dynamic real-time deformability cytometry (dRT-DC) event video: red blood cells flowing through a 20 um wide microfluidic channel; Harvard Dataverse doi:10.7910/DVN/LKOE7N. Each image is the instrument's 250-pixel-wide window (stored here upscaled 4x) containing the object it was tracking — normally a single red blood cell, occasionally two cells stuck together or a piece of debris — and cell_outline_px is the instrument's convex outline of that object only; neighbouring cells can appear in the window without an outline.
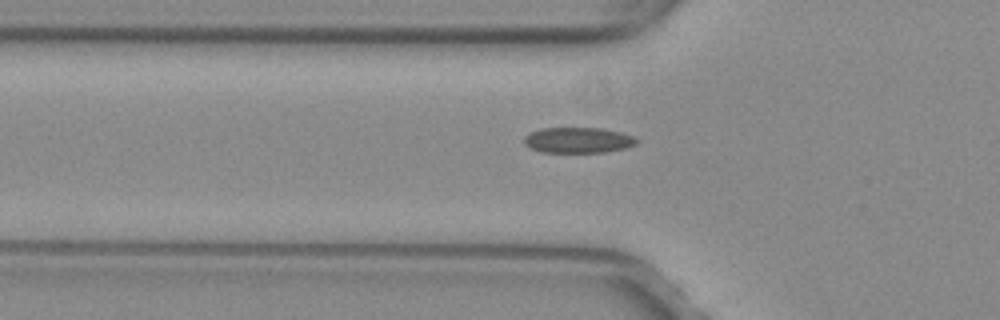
{"species": "common noctule bat (a hibernating species)", "species_latin": "Nyctalus noctula", "temperature_condition": "warm", "stored_images_in_passage": 34, "camera_frame_rate_fps": 3000, "um_per_image_px": 0.085, "animal": {"sex": "female", "body_mass_g": 29.2, "forearm_length_mm": 56.3}, "frame": {"image": 1, "passage_image": 4, "time_ms": 1.0, "image_size_px": [1000, 320], "cell_outline_px": [[640, 140], [636, 144], [624, 148], [604, 152], [540, 152], [524, 144], [524, 136], [528, 132], [540, 128], [600, 128], [620, 132], [632, 136]], "centroid_in_image_um": [49.1, 11.91], "position_along_channel_um": 76.7, "area_um2": 16.82}}
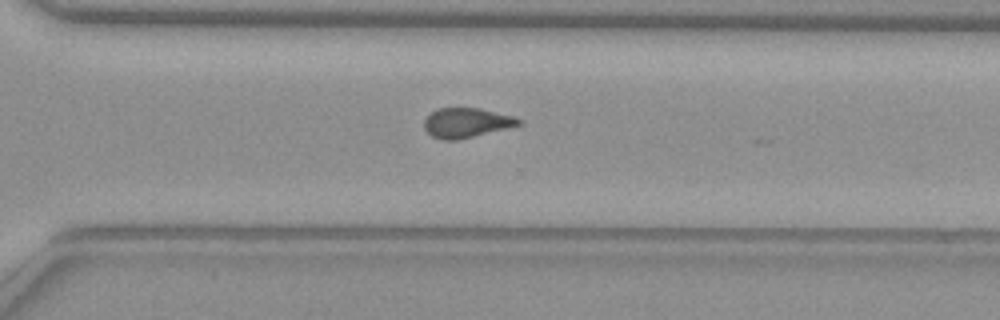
{"frame": {"image": 2, "passage_image": 23, "time_ms": 7.333, "image_size_px": [1000, 320], "cell_outline_px": [[520, 124], [456, 140], [440, 140], [432, 136], [424, 128], [424, 120], [436, 108], [480, 108], [512, 116], [520, 120]], "centroid_in_image_um": [39.57, 10.42], "position_along_channel_um": 331.0, "area_um2": 15.9}}
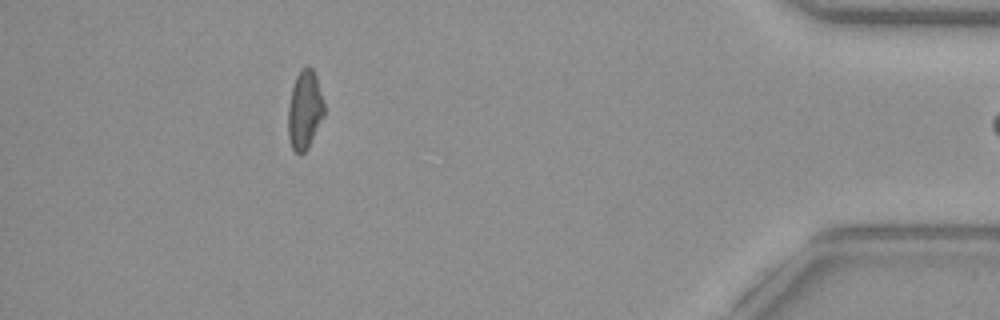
{"frame": {"image": 3, "passage_image": 33, "time_ms": 10.667, "image_size_px": [1000, 320], "cell_outline_px": [[324, 116], [308, 148], [300, 156], [292, 148], [288, 136], [288, 104], [292, 88], [296, 76], [308, 64], [312, 68], [316, 76], [324, 104]], "centroid_in_image_um": [25.89, 9.37], "position_along_channel_um": 409.3, "area_um2": 16.53}}